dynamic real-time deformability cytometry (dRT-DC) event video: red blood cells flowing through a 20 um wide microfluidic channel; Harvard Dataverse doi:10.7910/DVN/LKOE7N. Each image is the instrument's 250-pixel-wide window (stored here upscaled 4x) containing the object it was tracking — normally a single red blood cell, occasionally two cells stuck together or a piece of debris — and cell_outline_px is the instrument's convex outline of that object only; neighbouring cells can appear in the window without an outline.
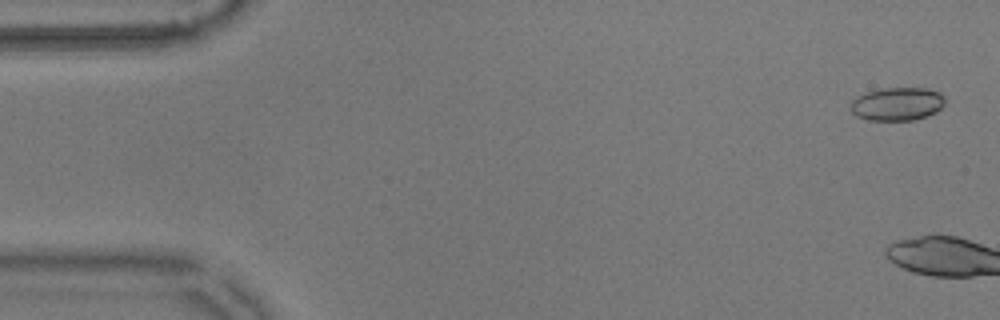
{"species": "common noctule bat (a hibernating species)", "species_latin": "Nyctalus noctula", "temperature_condition": "warm", "stored_images_in_passage": 4, "camera_frame_rate_fps": 3000, "um_per_image_px": 0.085, "animal": {"sex": "male", "body_mass_g": 17.9}, "frame": {"image": 1, "passage_image": 2, "time_ms": 0.333, "image_size_px": [1000, 320], "cell_outline_px": [[944, 104], [936, 112], [916, 120], [868, 120], [856, 116], [852, 112], [852, 100], [856, 96], [880, 88], [928, 88], [940, 92], [944, 96]], "centroid_in_image_um": [76.28, 8.83], "position_along_channel_um": 8.7, "area_um2": 18.32}}